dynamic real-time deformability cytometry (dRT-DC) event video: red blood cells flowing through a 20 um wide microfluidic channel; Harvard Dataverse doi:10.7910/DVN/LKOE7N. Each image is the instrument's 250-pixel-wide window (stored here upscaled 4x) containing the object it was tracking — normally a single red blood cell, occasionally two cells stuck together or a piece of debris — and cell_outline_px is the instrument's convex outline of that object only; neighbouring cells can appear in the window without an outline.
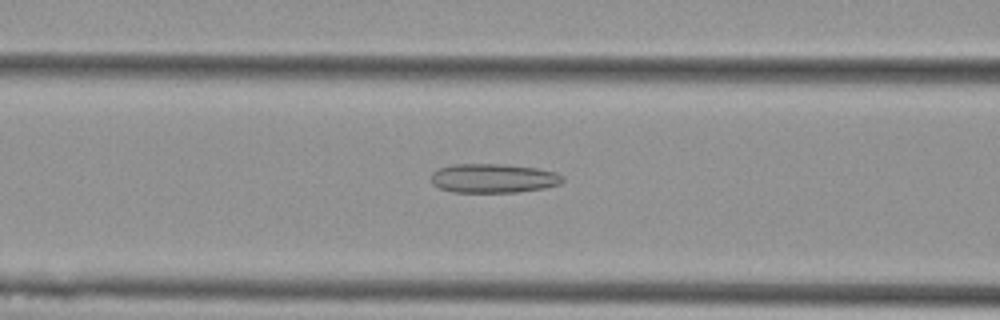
{"species": "Egyptian fruit bat (a non-hibernating species)", "species_latin": "Rousettus aegyptiacus", "temperature_condition": "cold", "stored_images_in_passage": 55, "camera_frame_rate_fps": 3000, "um_per_image_px": 0.085, "animal": {"sex": "female"}, "frame": {"image": 1, "passage_image": 22, "time_ms": 7.0, "image_size_px": [1000, 320], "cell_outline_px": [[564, 180], [560, 184], [544, 188], [516, 192], [452, 192], [440, 188], [432, 184], [432, 172], [440, 168], [452, 164], [508, 164], [536, 168], [556, 172], [564, 176]], "centroid_in_image_um": [41.95, 15.15], "position_along_channel_um": 124.6, "area_um2": 22.43}}
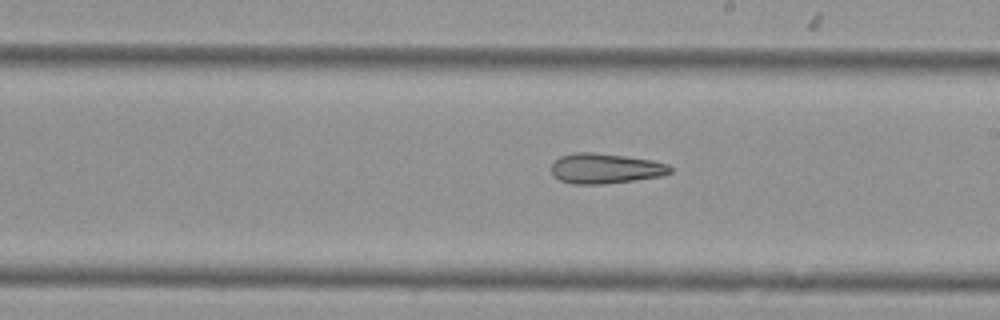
{"frame": {"image": 2, "passage_image": 31, "time_ms": 10.0, "image_size_px": [1000, 320], "cell_outline_px": [[672, 172], [664, 176], [636, 180], [604, 184], [572, 184], [560, 180], [552, 172], [552, 160], [560, 156], [576, 152], [592, 152], [624, 156], [652, 160], [668, 164], [672, 168]], "centroid_in_image_um": [51.47, 14.32], "position_along_channel_um": 237.5, "area_um2": 21.04}}
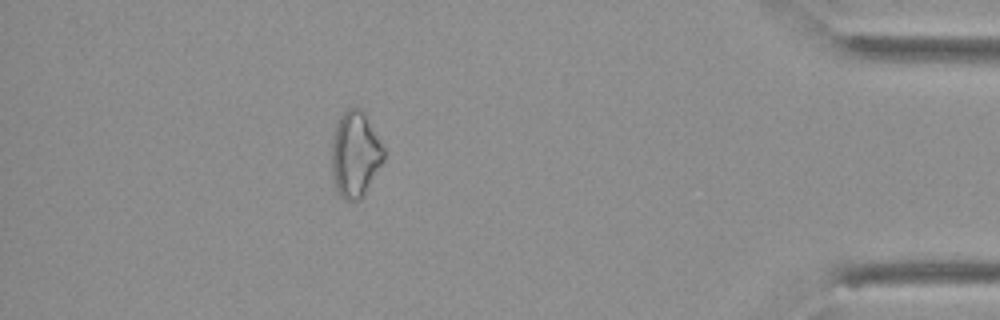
{"frame": {"image": 3, "passage_image": 48, "time_ms": 15.667, "image_size_px": [1000, 320], "cell_outline_px": [[384, 160], [364, 196], [360, 200], [344, 200], [336, 192], [332, 172], [332, 136], [336, 124], [340, 116], [348, 108], [356, 104], [364, 112], [384, 148]], "centroid_in_image_um": [30.18, 13.12], "position_along_channel_um": 405.0, "area_um2": 26.3}}